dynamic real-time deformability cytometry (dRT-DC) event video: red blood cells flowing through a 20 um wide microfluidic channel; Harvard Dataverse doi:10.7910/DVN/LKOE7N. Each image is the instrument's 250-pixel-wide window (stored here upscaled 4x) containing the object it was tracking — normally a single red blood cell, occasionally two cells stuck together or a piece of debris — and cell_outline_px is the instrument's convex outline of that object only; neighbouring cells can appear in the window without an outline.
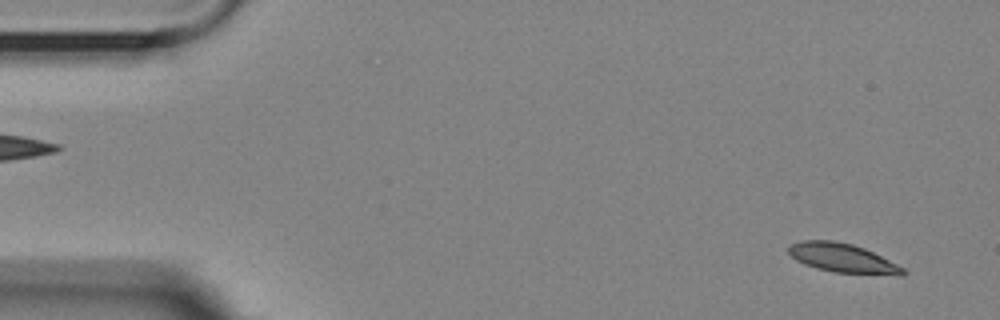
{"species": "Egyptian fruit bat (a non-hibernating species)", "species_latin": "Rousettus aegyptiacus", "temperature_condition": "room temperature", "stored_images_in_passage": 5, "segment_of_instrument_passage": [2, 2], "camera_frame_rate_fps": 3000, "um_per_image_px": 0.085, "animal": {"sex": "female"}, "frame": {"image": 1, "passage_image": 5, "time_ms": 5.667, "image_size_px": [1000, 320], "cell_outline_px": [[908, 272], [904, 276], [900, 276], [832, 272], [816, 268], [804, 264], [796, 260], [788, 252], [788, 244], [800, 240], [832, 240], [852, 244], [864, 248], [904, 268]], "centroid_in_image_um": [71.61, 21.94], "position_along_channel_um": 13.4, "area_um2": 19.59}}